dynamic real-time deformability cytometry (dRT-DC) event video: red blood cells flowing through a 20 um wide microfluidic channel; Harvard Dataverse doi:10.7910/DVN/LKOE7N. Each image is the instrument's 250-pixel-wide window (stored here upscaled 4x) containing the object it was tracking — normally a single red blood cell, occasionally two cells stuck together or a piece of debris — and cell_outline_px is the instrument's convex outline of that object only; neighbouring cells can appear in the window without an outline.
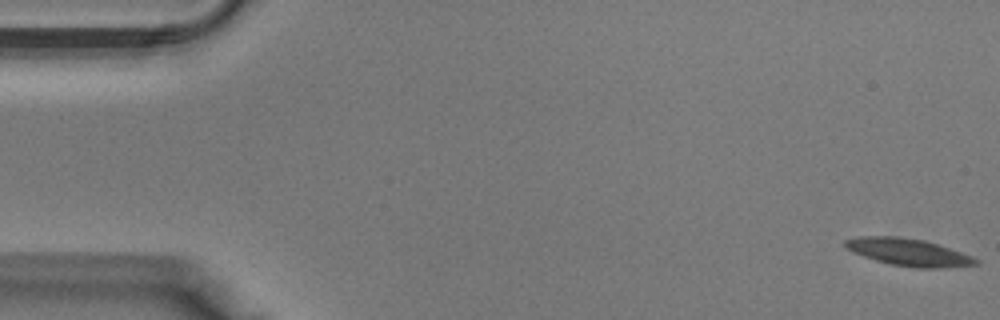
{"species": "Egyptian fruit bat (a non-hibernating species)", "species_latin": "Rousettus aegyptiacus", "temperature_condition": "warm", "stored_images_in_passage": 39, "camera_frame_rate_fps": 3000, "um_per_image_px": 0.085, "animal": {"sex": "male"}, "frame": {"image": 1, "passage_image": 1, "time_ms": 0.0, "image_size_px": [1000, 320], "cell_outline_px": [[980, 264], [940, 268], [916, 268], [892, 264], [876, 260], [852, 252], [844, 248], [844, 240], [856, 236], [896, 236], [924, 240], [972, 256], [980, 260]], "centroid_in_image_um": [77.19, 21.43], "position_along_channel_um": 7.8, "area_um2": 20.69}}
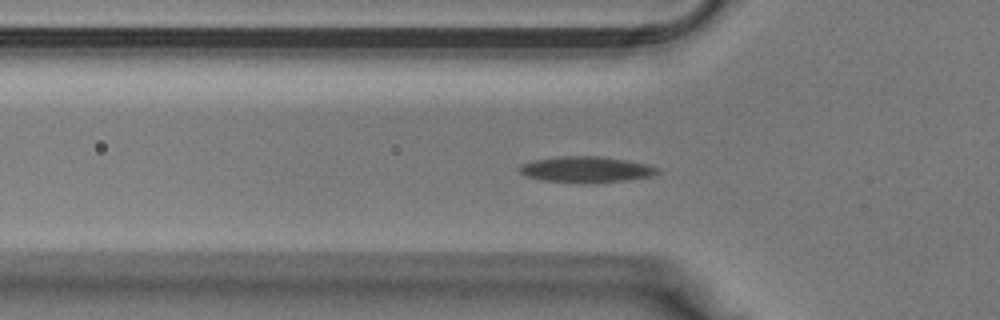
{"frame": {"image": 2, "passage_image": 13, "time_ms": 4.0, "image_size_px": [1000, 320], "cell_outline_px": [[660, 172], [652, 176], [628, 180], [544, 180], [528, 176], [520, 172], [516, 168], [520, 164], [532, 160], [560, 156], [596, 156], [628, 160], [648, 164], [660, 168]], "centroid_in_image_um": [49.85, 14.34], "position_along_channel_um": 76.0, "area_um2": 20.0}}
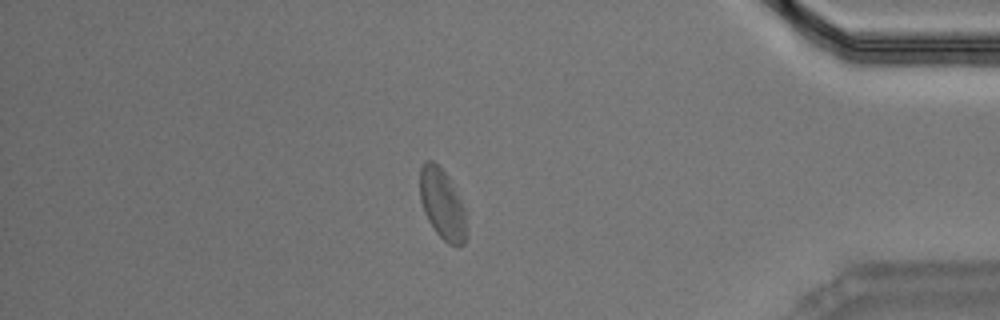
{"frame": {"image": 3, "passage_image": 34, "time_ms": 11.0, "image_size_px": [1000, 320], "cell_outline_px": [[468, 232], [464, 244], [448, 244], [436, 232], [428, 220], [424, 212], [420, 200], [420, 168], [424, 160], [432, 160], [448, 176], [464, 208]], "centroid_in_image_um": [37.59, 17.36], "position_along_channel_um": 397.6, "area_um2": 19.02}}